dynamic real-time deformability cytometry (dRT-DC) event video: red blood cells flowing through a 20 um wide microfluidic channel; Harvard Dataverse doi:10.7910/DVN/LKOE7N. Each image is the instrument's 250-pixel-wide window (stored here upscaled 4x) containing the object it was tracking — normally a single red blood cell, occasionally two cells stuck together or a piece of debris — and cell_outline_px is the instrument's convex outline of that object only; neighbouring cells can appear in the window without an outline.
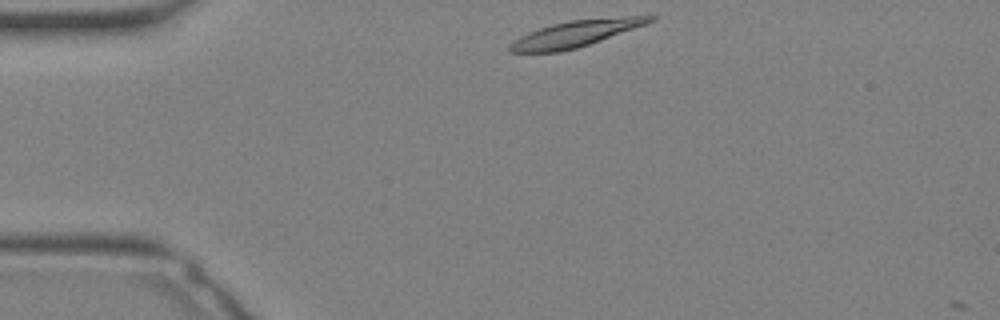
{"species": "Egyptian fruit bat (a non-hibernating species)", "species_latin": "Rousettus aegyptiacus", "temperature_condition": "warm", "stored_images_in_passage": 2, "camera_frame_rate_fps": 3000, "um_per_image_px": 0.085, "animal": {"sex": "female"}, "frame": {"image": 1, "passage_image": 1, "time_ms": 0.0, "image_size_px": [1000, 320], "cell_outline_px": [[656, 20], [600, 40], [576, 48], [560, 52], [508, 52], [508, 44], [520, 36], [528, 32], [552, 24], [568, 20], [624, 16], [656, 16]], "centroid_in_image_um": [48.87, 2.86], "position_along_channel_um": 36.1, "area_um2": 21.27}}